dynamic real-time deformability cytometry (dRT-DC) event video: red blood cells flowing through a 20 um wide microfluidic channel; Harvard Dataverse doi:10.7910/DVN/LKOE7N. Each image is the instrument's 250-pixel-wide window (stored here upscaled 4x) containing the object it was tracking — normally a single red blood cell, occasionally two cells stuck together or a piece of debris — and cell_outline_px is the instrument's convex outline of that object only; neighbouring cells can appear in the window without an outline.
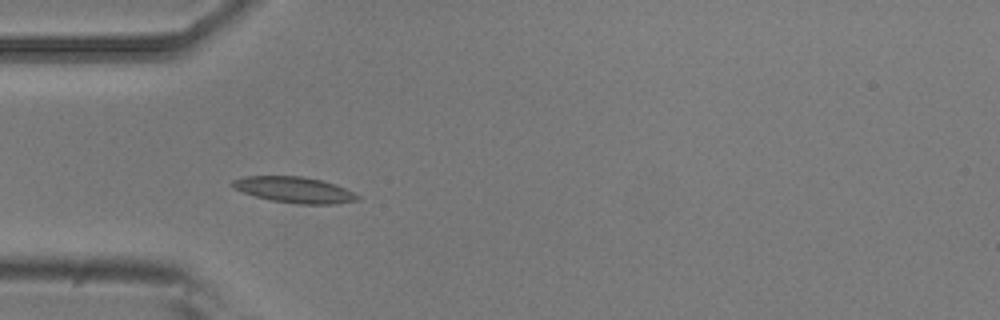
{"species": "common noctule bat (a hibernating species)", "species_latin": "Nyctalus noctula", "temperature_condition": "room temperature", "stored_images_in_passage": 2, "camera_frame_rate_fps": 3000, "um_per_image_px": 0.085, "animal": {"sex": "male", "body_mass_g": 20.5, "forearm_length_mm": 52.5}, "frame": {"image": 1, "passage_image": 1, "time_ms": 0.0, "image_size_px": [1000, 320], "cell_outline_px": [[360, 200], [336, 204], [300, 204], [272, 200], [256, 196], [232, 188], [232, 180], [244, 176], [304, 176], [336, 184], [360, 196]], "centroid_in_image_um": [25.04, 16.13], "position_along_channel_um": 60.0, "area_um2": 18.84}}
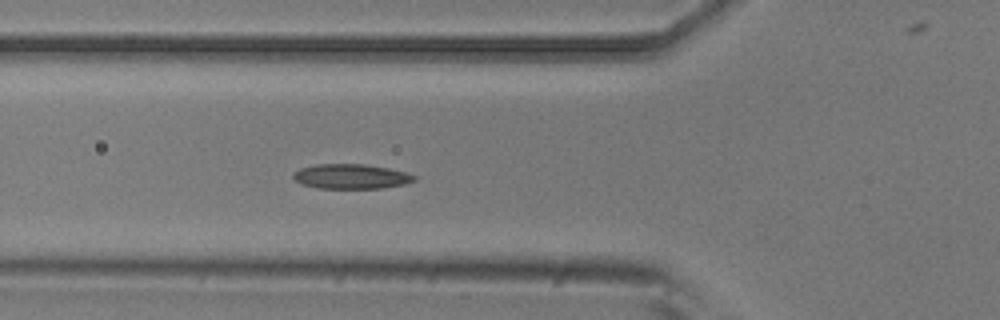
{"frame": {"image": 2, "passage_image": 2, "time_ms": 0.333, "image_size_px": [1000, 320], "cell_outline_px": [[416, 180], [404, 184], [384, 188], [316, 188], [300, 184], [292, 176], [300, 168], [316, 164], [364, 164], [388, 168], [408, 172], [416, 176]], "centroid_in_image_um": [29.86, 15.0], "position_along_channel_um": 95.9, "area_um2": 17.51}}